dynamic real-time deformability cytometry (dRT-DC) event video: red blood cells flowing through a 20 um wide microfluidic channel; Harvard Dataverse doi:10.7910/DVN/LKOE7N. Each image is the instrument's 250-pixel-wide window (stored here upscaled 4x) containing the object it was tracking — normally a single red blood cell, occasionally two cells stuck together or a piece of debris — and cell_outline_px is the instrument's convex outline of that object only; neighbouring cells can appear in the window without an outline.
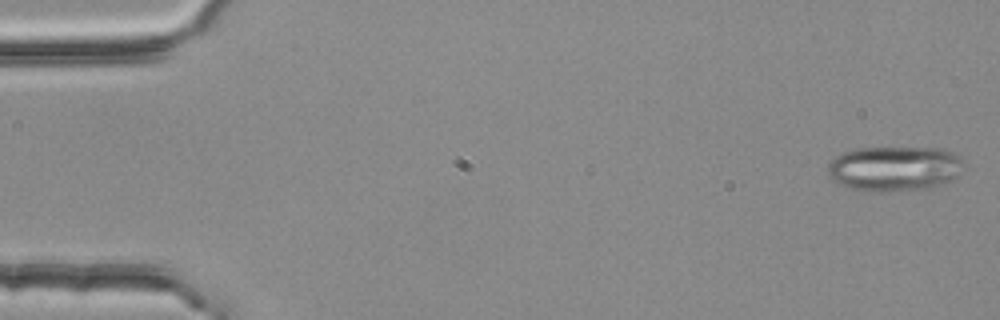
{"species": "common noctule bat (a hibernating species)", "species_latin": "Nyctalus noctula", "temperature_condition": "room temperature", "stored_images_in_passage": 53, "camera_frame_rate_fps": 3000, "um_per_image_px": 0.085, "animal": {"sex": "female", "body_mass_g": 25.1}, "frame": {"image": 1, "passage_image": 1, "time_ms": 0.0, "image_size_px": [1000, 320], "cell_outline_px": [[960, 160], [956, 176], [952, 180], [940, 184], [924, 188], [888, 192], [868, 192], [852, 188], [840, 184], [832, 180], [828, 176], [828, 164], [836, 156], [844, 152], [856, 148], [944, 148], [952, 152]], "centroid_in_image_um": [75.94, 14.33], "position_along_channel_um": 9.1, "area_um2": 35.26}}
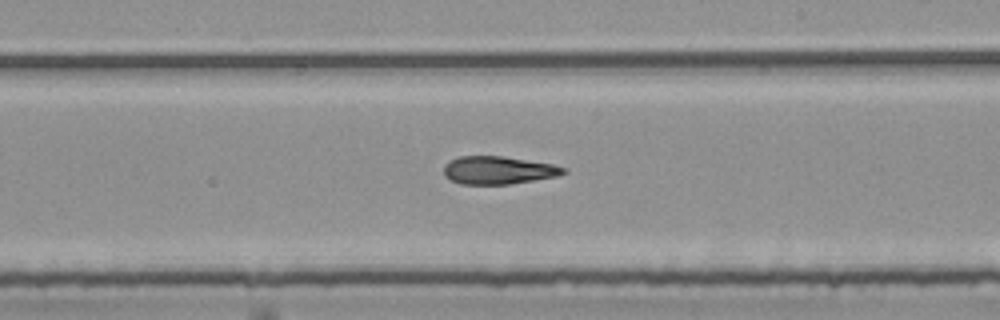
{"frame": {"image": 2, "passage_image": 31, "time_ms": 10.0, "image_size_px": [1000, 320], "cell_outline_px": [[568, 172], [560, 176], [508, 184], [460, 184], [444, 176], [444, 164], [448, 160], [460, 156], [504, 156], [552, 164], [564, 168]], "centroid_in_image_um": [42.34, 14.46], "position_along_channel_um": 246.7, "area_um2": 19.54}}
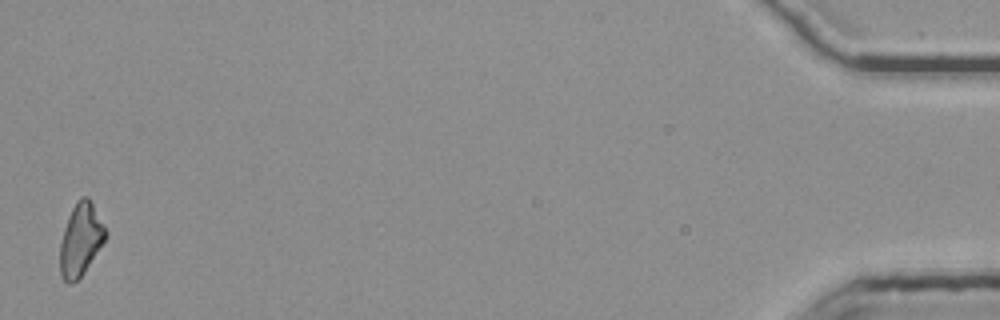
{"frame": {"image": 3, "passage_image": 53, "time_ms": 17.333, "image_size_px": [1000, 320], "cell_outline_px": [[108, 232], [104, 240], [84, 272], [72, 284], [68, 284], [60, 276], [60, 244], [64, 228], [68, 216], [76, 200], [80, 196], [88, 196]], "centroid_in_image_um": [6.84, 20.35], "position_along_channel_um": 428.4, "area_um2": 19.07}, "authors_computed_cell_mechanics": {"area_um2": 20.0566, "velocity_mm_per_s": 3.7968, "shape_relaxation_time_tau1_ms": 7.2389, "shape_relaxation_time_tau2_ms": 6.9783, "deformation_change_tau1": 0.1986, "deformation_change_tau2": 0.2066}}